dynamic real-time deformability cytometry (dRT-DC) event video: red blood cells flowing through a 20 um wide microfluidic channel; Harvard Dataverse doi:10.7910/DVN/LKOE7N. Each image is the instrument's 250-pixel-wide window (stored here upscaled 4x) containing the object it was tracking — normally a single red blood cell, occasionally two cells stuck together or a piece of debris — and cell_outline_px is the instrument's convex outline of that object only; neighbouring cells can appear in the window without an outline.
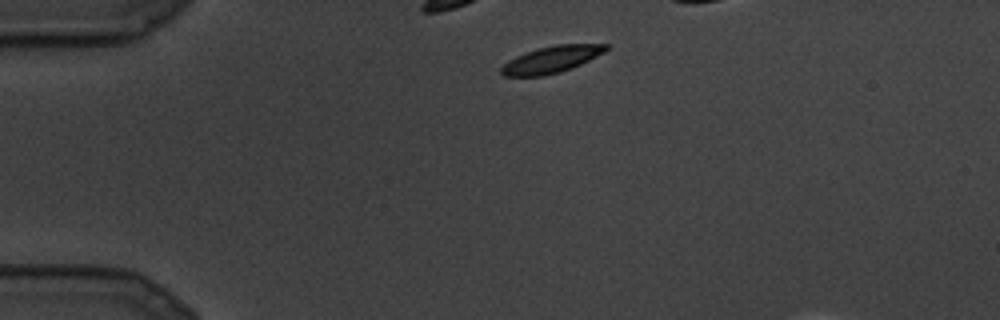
{"species": "common noctule bat (a hibernating species)", "species_latin": "Nyctalus noctula", "temperature_condition": "cold", "stored_images_in_passage": 10, "camera_frame_rate_fps": 3000, "um_per_image_px": 0.085, "animal": {"sex": "male", "body_mass_g": 19.5, "forearm_length_mm": 54.6}, "frame": {"image": 1, "passage_image": 1, "time_ms": 0.0, "image_size_px": [1000, 320], "cell_outline_px": [[608, 48], [604, 52], [572, 68], [560, 72], [544, 76], [504, 76], [500, 72], [500, 68], [508, 60], [516, 56], [536, 48], [556, 44], [608, 44]], "centroid_in_image_um": [46.84, 5.06], "position_along_channel_um": 38.2, "area_um2": 16.3}}
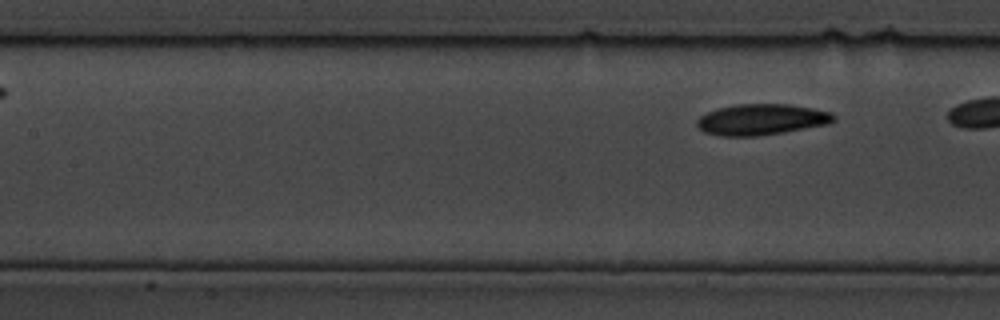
{"frame": {"image": 2, "passage_image": 10, "time_ms": 3.0, "image_size_px": [1000, 320], "cell_outline_px": [[836, 120], [828, 124], [784, 132], [756, 136], [720, 136], [704, 132], [696, 124], [696, 120], [700, 116], [716, 108], [736, 104], [788, 104], [812, 108], [832, 112], [836, 116]], "centroid_in_image_um": [64.73, 10.15], "position_along_channel_um": 142.7, "area_um2": 24.8}}